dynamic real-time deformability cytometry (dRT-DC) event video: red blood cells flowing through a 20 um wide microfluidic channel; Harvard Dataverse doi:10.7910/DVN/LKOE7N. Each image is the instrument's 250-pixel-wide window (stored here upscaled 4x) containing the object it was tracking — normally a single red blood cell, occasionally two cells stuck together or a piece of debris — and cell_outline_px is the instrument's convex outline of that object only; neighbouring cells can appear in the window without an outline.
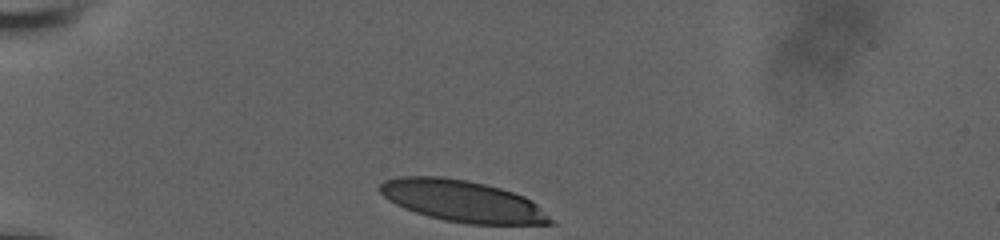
{"species": "human", "species_latin": "Homo sapiens", "temperature_condition": "room temperature", "stored_images_in_passage": 4, "camera_frame_rate_fps": 3000, "um_per_image_px": 0.085, "donor": {"sex": "male"}, "frame": {"image": 1, "passage_image": 1, "time_ms": 0.0, "image_size_px": [1000, 240], "cell_outline_px": [[552, 224], [468, 224], [444, 220], [428, 216], [404, 208], [388, 200], [376, 188], [384, 180], [400, 176], [444, 176], [468, 180], [500, 188], [524, 196], [536, 204], [552, 220]], "centroid_in_image_um": [39.25, 17.08], "position_along_channel_um": 45.8, "area_um2": 41.1}}
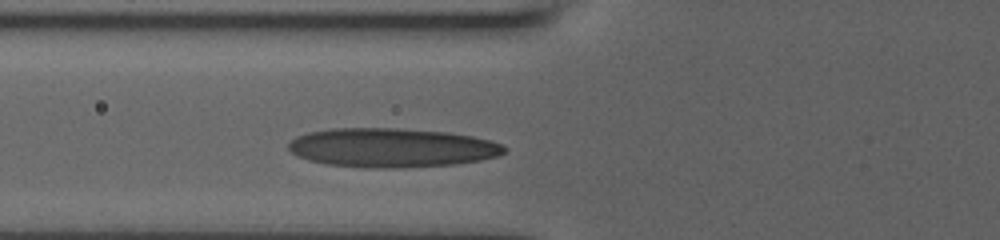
{"frame": {"image": 2, "passage_image": 4, "time_ms": 2.333, "image_size_px": [1000, 240], "cell_outline_px": [[508, 152], [500, 156], [480, 160], [456, 164], [400, 168], [368, 168], [324, 164], [308, 160], [296, 156], [288, 148], [288, 144], [296, 136], [308, 132], [332, 128], [396, 128], [448, 132], [472, 136], [492, 140], [508, 148]], "centroid_in_image_um": [33.32, 12.56], "position_along_channel_um": 92.5, "area_um2": 49.71}}